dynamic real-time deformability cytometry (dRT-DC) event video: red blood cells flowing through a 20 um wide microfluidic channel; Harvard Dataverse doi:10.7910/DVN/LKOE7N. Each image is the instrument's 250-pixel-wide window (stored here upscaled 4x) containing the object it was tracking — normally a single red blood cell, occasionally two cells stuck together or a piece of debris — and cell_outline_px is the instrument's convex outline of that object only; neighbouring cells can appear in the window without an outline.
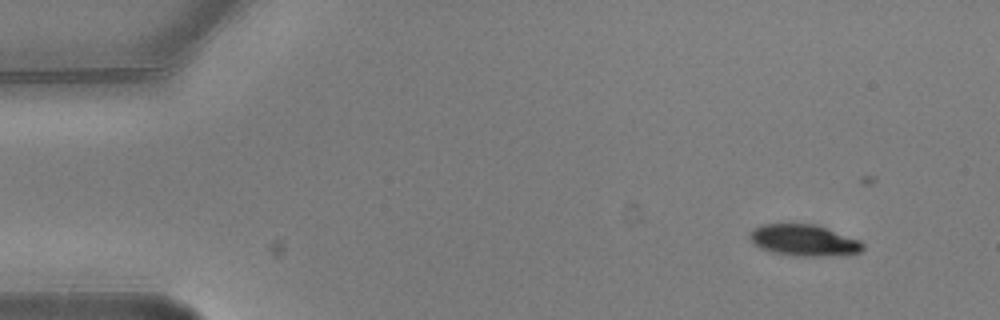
{"species": "common noctule bat (a hibernating species)", "species_latin": "Nyctalus noctula", "temperature_condition": "warm", "stored_images_in_passage": 4, "camera_frame_rate_fps": 3000, "um_per_image_px": 0.085, "animal": {"sex": "male", "body_mass_g": 20.5, "forearm_length_mm": 52.5}, "frame": {"image": 1, "passage_image": 1, "time_ms": 0.0, "image_size_px": [1000, 320], "cell_outline_px": [[864, 248], [860, 252], [832, 256], [796, 256], [772, 252], [760, 248], [748, 236], [748, 232], [752, 228], [760, 224], [816, 224], [860, 240], [864, 244]], "centroid_in_image_um": [68.32, 20.42], "position_along_channel_um": 16.7, "area_um2": 20.81}}